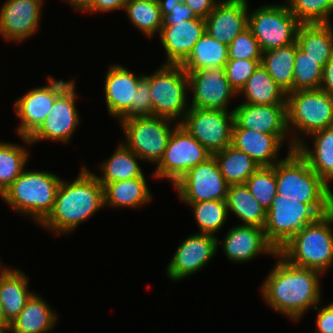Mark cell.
Wrapping results in <instances>:
<instances>
[{
  "label": "cell",
  "mask_w": 333,
  "mask_h": 333,
  "mask_svg": "<svg viewBox=\"0 0 333 333\" xmlns=\"http://www.w3.org/2000/svg\"><path fill=\"white\" fill-rule=\"evenodd\" d=\"M22 270L9 268L0 275V303L7 319L12 322L22 311L30 297L29 281Z\"/></svg>",
  "instance_id": "f1b7e54d"
},
{
  "label": "cell",
  "mask_w": 333,
  "mask_h": 333,
  "mask_svg": "<svg viewBox=\"0 0 333 333\" xmlns=\"http://www.w3.org/2000/svg\"><path fill=\"white\" fill-rule=\"evenodd\" d=\"M253 197L267 211L277 194V184L274 166L259 167L246 181Z\"/></svg>",
  "instance_id": "60d3db41"
},
{
  "label": "cell",
  "mask_w": 333,
  "mask_h": 333,
  "mask_svg": "<svg viewBox=\"0 0 333 333\" xmlns=\"http://www.w3.org/2000/svg\"><path fill=\"white\" fill-rule=\"evenodd\" d=\"M124 11L133 27L139 29L147 38L160 34L162 16L158 0H135L126 2Z\"/></svg>",
  "instance_id": "d590c367"
},
{
  "label": "cell",
  "mask_w": 333,
  "mask_h": 333,
  "mask_svg": "<svg viewBox=\"0 0 333 333\" xmlns=\"http://www.w3.org/2000/svg\"><path fill=\"white\" fill-rule=\"evenodd\" d=\"M332 225L333 211L304 226L278 253L295 267L326 274L333 265Z\"/></svg>",
  "instance_id": "5b68a950"
},
{
  "label": "cell",
  "mask_w": 333,
  "mask_h": 333,
  "mask_svg": "<svg viewBox=\"0 0 333 333\" xmlns=\"http://www.w3.org/2000/svg\"><path fill=\"white\" fill-rule=\"evenodd\" d=\"M314 310L317 311L315 319L317 330L312 333H333V302L323 307L317 305Z\"/></svg>",
  "instance_id": "bcb514c9"
},
{
  "label": "cell",
  "mask_w": 333,
  "mask_h": 333,
  "mask_svg": "<svg viewBox=\"0 0 333 333\" xmlns=\"http://www.w3.org/2000/svg\"><path fill=\"white\" fill-rule=\"evenodd\" d=\"M300 24L286 3L248 10V28L262 52L295 43Z\"/></svg>",
  "instance_id": "9c48e42d"
},
{
  "label": "cell",
  "mask_w": 333,
  "mask_h": 333,
  "mask_svg": "<svg viewBox=\"0 0 333 333\" xmlns=\"http://www.w3.org/2000/svg\"><path fill=\"white\" fill-rule=\"evenodd\" d=\"M186 0H158L160 8H174L176 4H185Z\"/></svg>",
  "instance_id": "816d5d0a"
},
{
  "label": "cell",
  "mask_w": 333,
  "mask_h": 333,
  "mask_svg": "<svg viewBox=\"0 0 333 333\" xmlns=\"http://www.w3.org/2000/svg\"><path fill=\"white\" fill-rule=\"evenodd\" d=\"M104 207L103 186L83 164L73 181L62 179L52 211L38 226L66 235Z\"/></svg>",
  "instance_id": "7a4b0ae2"
},
{
  "label": "cell",
  "mask_w": 333,
  "mask_h": 333,
  "mask_svg": "<svg viewBox=\"0 0 333 333\" xmlns=\"http://www.w3.org/2000/svg\"><path fill=\"white\" fill-rule=\"evenodd\" d=\"M162 16V25H168L170 22H184L197 17L192 8L186 4H176L174 8H160Z\"/></svg>",
  "instance_id": "f6af8a7d"
},
{
  "label": "cell",
  "mask_w": 333,
  "mask_h": 333,
  "mask_svg": "<svg viewBox=\"0 0 333 333\" xmlns=\"http://www.w3.org/2000/svg\"><path fill=\"white\" fill-rule=\"evenodd\" d=\"M260 62L261 59H229L226 62L224 66L225 76L237 94L245 86Z\"/></svg>",
  "instance_id": "b9f144b4"
},
{
  "label": "cell",
  "mask_w": 333,
  "mask_h": 333,
  "mask_svg": "<svg viewBox=\"0 0 333 333\" xmlns=\"http://www.w3.org/2000/svg\"><path fill=\"white\" fill-rule=\"evenodd\" d=\"M228 185L245 184L260 167L245 152L229 145L213 154Z\"/></svg>",
  "instance_id": "e575fe53"
},
{
  "label": "cell",
  "mask_w": 333,
  "mask_h": 333,
  "mask_svg": "<svg viewBox=\"0 0 333 333\" xmlns=\"http://www.w3.org/2000/svg\"><path fill=\"white\" fill-rule=\"evenodd\" d=\"M0 325H11V322L7 319L5 311L0 303Z\"/></svg>",
  "instance_id": "f5cc1de1"
},
{
  "label": "cell",
  "mask_w": 333,
  "mask_h": 333,
  "mask_svg": "<svg viewBox=\"0 0 333 333\" xmlns=\"http://www.w3.org/2000/svg\"><path fill=\"white\" fill-rule=\"evenodd\" d=\"M296 42L262 52L260 64L286 93L292 92Z\"/></svg>",
  "instance_id": "836d02e7"
},
{
  "label": "cell",
  "mask_w": 333,
  "mask_h": 333,
  "mask_svg": "<svg viewBox=\"0 0 333 333\" xmlns=\"http://www.w3.org/2000/svg\"><path fill=\"white\" fill-rule=\"evenodd\" d=\"M333 24H300L297 30L298 47L324 67L333 56Z\"/></svg>",
  "instance_id": "83f0119b"
},
{
  "label": "cell",
  "mask_w": 333,
  "mask_h": 333,
  "mask_svg": "<svg viewBox=\"0 0 333 333\" xmlns=\"http://www.w3.org/2000/svg\"><path fill=\"white\" fill-rule=\"evenodd\" d=\"M283 141L276 135L242 129L235 122L232 130V143L236 149L245 152L260 167L274 166L279 159Z\"/></svg>",
  "instance_id": "cb8c5ba5"
},
{
  "label": "cell",
  "mask_w": 333,
  "mask_h": 333,
  "mask_svg": "<svg viewBox=\"0 0 333 333\" xmlns=\"http://www.w3.org/2000/svg\"><path fill=\"white\" fill-rule=\"evenodd\" d=\"M189 90H192L190 107L230 111L232 97L238 94L230 86L224 67L188 72Z\"/></svg>",
  "instance_id": "e0dca14e"
},
{
  "label": "cell",
  "mask_w": 333,
  "mask_h": 333,
  "mask_svg": "<svg viewBox=\"0 0 333 333\" xmlns=\"http://www.w3.org/2000/svg\"><path fill=\"white\" fill-rule=\"evenodd\" d=\"M319 89L333 94V56L323 67V76Z\"/></svg>",
  "instance_id": "681fc988"
},
{
  "label": "cell",
  "mask_w": 333,
  "mask_h": 333,
  "mask_svg": "<svg viewBox=\"0 0 333 333\" xmlns=\"http://www.w3.org/2000/svg\"><path fill=\"white\" fill-rule=\"evenodd\" d=\"M44 0H6L0 8V34L21 43L37 33Z\"/></svg>",
  "instance_id": "d6986e66"
},
{
  "label": "cell",
  "mask_w": 333,
  "mask_h": 333,
  "mask_svg": "<svg viewBox=\"0 0 333 333\" xmlns=\"http://www.w3.org/2000/svg\"><path fill=\"white\" fill-rule=\"evenodd\" d=\"M309 136L312 137L313 147L310 148L304 140L296 147V151L308 162L310 168L331 186L333 181V126Z\"/></svg>",
  "instance_id": "d4e9b609"
},
{
  "label": "cell",
  "mask_w": 333,
  "mask_h": 333,
  "mask_svg": "<svg viewBox=\"0 0 333 333\" xmlns=\"http://www.w3.org/2000/svg\"><path fill=\"white\" fill-rule=\"evenodd\" d=\"M152 116V99L150 92V75H144L139 81L135 91V101L130 108L118 119L119 124L123 120L132 117Z\"/></svg>",
  "instance_id": "ee69618b"
},
{
  "label": "cell",
  "mask_w": 333,
  "mask_h": 333,
  "mask_svg": "<svg viewBox=\"0 0 333 333\" xmlns=\"http://www.w3.org/2000/svg\"><path fill=\"white\" fill-rule=\"evenodd\" d=\"M67 2L69 5L71 4L72 7L78 11H83L92 0H63Z\"/></svg>",
  "instance_id": "f907efd6"
},
{
  "label": "cell",
  "mask_w": 333,
  "mask_h": 333,
  "mask_svg": "<svg viewBox=\"0 0 333 333\" xmlns=\"http://www.w3.org/2000/svg\"><path fill=\"white\" fill-rule=\"evenodd\" d=\"M144 75L136 76L128 68L112 64L105 75V102L111 117L119 119L135 101V91Z\"/></svg>",
  "instance_id": "603a6c76"
},
{
  "label": "cell",
  "mask_w": 333,
  "mask_h": 333,
  "mask_svg": "<svg viewBox=\"0 0 333 333\" xmlns=\"http://www.w3.org/2000/svg\"><path fill=\"white\" fill-rule=\"evenodd\" d=\"M61 181L52 172L24 169L0 197L15 212L39 225L52 211Z\"/></svg>",
  "instance_id": "277c9868"
},
{
  "label": "cell",
  "mask_w": 333,
  "mask_h": 333,
  "mask_svg": "<svg viewBox=\"0 0 333 333\" xmlns=\"http://www.w3.org/2000/svg\"><path fill=\"white\" fill-rule=\"evenodd\" d=\"M126 2L127 0H92L82 12L95 14L96 12L109 13L116 10H124Z\"/></svg>",
  "instance_id": "7dc6e473"
},
{
  "label": "cell",
  "mask_w": 333,
  "mask_h": 333,
  "mask_svg": "<svg viewBox=\"0 0 333 333\" xmlns=\"http://www.w3.org/2000/svg\"><path fill=\"white\" fill-rule=\"evenodd\" d=\"M222 240L224 255L235 263L248 262L262 253L272 256L278 253L267 241L264 229L256 226L236 225Z\"/></svg>",
  "instance_id": "7402d4cb"
},
{
  "label": "cell",
  "mask_w": 333,
  "mask_h": 333,
  "mask_svg": "<svg viewBox=\"0 0 333 333\" xmlns=\"http://www.w3.org/2000/svg\"><path fill=\"white\" fill-rule=\"evenodd\" d=\"M226 203L228 213L234 214L243 222L239 225L264 228L267 211L253 197L246 184L229 185Z\"/></svg>",
  "instance_id": "4dcf8cb0"
},
{
  "label": "cell",
  "mask_w": 333,
  "mask_h": 333,
  "mask_svg": "<svg viewBox=\"0 0 333 333\" xmlns=\"http://www.w3.org/2000/svg\"><path fill=\"white\" fill-rule=\"evenodd\" d=\"M58 314L37 294L27 301L20 314L11 322V333H48L56 325Z\"/></svg>",
  "instance_id": "484cf974"
},
{
  "label": "cell",
  "mask_w": 333,
  "mask_h": 333,
  "mask_svg": "<svg viewBox=\"0 0 333 333\" xmlns=\"http://www.w3.org/2000/svg\"><path fill=\"white\" fill-rule=\"evenodd\" d=\"M100 184L104 189V206L137 209L153 199L144 175L139 178Z\"/></svg>",
  "instance_id": "4316f807"
},
{
  "label": "cell",
  "mask_w": 333,
  "mask_h": 333,
  "mask_svg": "<svg viewBox=\"0 0 333 333\" xmlns=\"http://www.w3.org/2000/svg\"><path fill=\"white\" fill-rule=\"evenodd\" d=\"M178 125L176 121L157 116L132 117L120 123L126 138L123 143L142 161L154 165L159 163L169 138Z\"/></svg>",
  "instance_id": "ba28073f"
},
{
  "label": "cell",
  "mask_w": 333,
  "mask_h": 333,
  "mask_svg": "<svg viewBox=\"0 0 333 333\" xmlns=\"http://www.w3.org/2000/svg\"><path fill=\"white\" fill-rule=\"evenodd\" d=\"M138 160L142 161L136 153L121 141L112 156L99 165L102 175L94 174L100 183L139 178L144 175V172Z\"/></svg>",
  "instance_id": "f546056e"
},
{
  "label": "cell",
  "mask_w": 333,
  "mask_h": 333,
  "mask_svg": "<svg viewBox=\"0 0 333 333\" xmlns=\"http://www.w3.org/2000/svg\"><path fill=\"white\" fill-rule=\"evenodd\" d=\"M332 211H333V193H332Z\"/></svg>",
  "instance_id": "9f6ffc18"
},
{
  "label": "cell",
  "mask_w": 333,
  "mask_h": 333,
  "mask_svg": "<svg viewBox=\"0 0 333 333\" xmlns=\"http://www.w3.org/2000/svg\"><path fill=\"white\" fill-rule=\"evenodd\" d=\"M228 60V45L213 39L205 32L194 44L192 52L181 66L188 73L190 71L224 67Z\"/></svg>",
  "instance_id": "d6a6232c"
},
{
  "label": "cell",
  "mask_w": 333,
  "mask_h": 333,
  "mask_svg": "<svg viewBox=\"0 0 333 333\" xmlns=\"http://www.w3.org/2000/svg\"><path fill=\"white\" fill-rule=\"evenodd\" d=\"M182 203L226 200L228 184L212 156L206 162L191 168L174 185Z\"/></svg>",
  "instance_id": "9a60e30c"
},
{
  "label": "cell",
  "mask_w": 333,
  "mask_h": 333,
  "mask_svg": "<svg viewBox=\"0 0 333 333\" xmlns=\"http://www.w3.org/2000/svg\"><path fill=\"white\" fill-rule=\"evenodd\" d=\"M323 76V67L298 47L294 62L292 92L319 89Z\"/></svg>",
  "instance_id": "f35d334b"
},
{
  "label": "cell",
  "mask_w": 333,
  "mask_h": 333,
  "mask_svg": "<svg viewBox=\"0 0 333 333\" xmlns=\"http://www.w3.org/2000/svg\"><path fill=\"white\" fill-rule=\"evenodd\" d=\"M213 154L180 124L172 132L153 177L178 182L191 168L206 162Z\"/></svg>",
  "instance_id": "8fae6325"
},
{
  "label": "cell",
  "mask_w": 333,
  "mask_h": 333,
  "mask_svg": "<svg viewBox=\"0 0 333 333\" xmlns=\"http://www.w3.org/2000/svg\"><path fill=\"white\" fill-rule=\"evenodd\" d=\"M286 103L290 137L292 127L293 130L297 129V134L291 131L293 134L290 138L295 147L312 133L333 126V94L321 89L294 91L287 94Z\"/></svg>",
  "instance_id": "8992f818"
},
{
  "label": "cell",
  "mask_w": 333,
  "mask_h": 333,
  "mask_svg": "<svg viewBox=\"0 0 333 333\" xmlns=\"http://www.w3.org/2000/svg\"><path fill=\"white\" fill-rule=\"evenodd\" d=\"M277 194L282 198L299 199L310 204L321 216L332 211V190L296 151L275 164Z\"/></svg>",
  "instance_id": "3957f363"
},
{
  "label": "cell",
  "mask_w": 333,
  "mask_h": 333,
  "mask_svg": "<svg viewBox=\"0 0 333 333\" xmlns=\"http://www.w3.org/2000/svg\"><path fill=\"white\" fill-rule=\"evenodd\" d=\"M179 124L212 154L232 143L233 110L190 107Z\"/></svg>",
  "instance_id": "7c38bea8"
},
{
  "label": "cell",
  "mask_w": 333,
  "mask_h": 333,
  "mask_svg": "<svg viewBox=\"0 0 333 333\" xmlns=\"http://www.w3.org/2000/svg\"><path fill=\"white\" fill-rule=\"evenodd\" d=\"M286 4L301 24L332 23L333 0H286Z\"/></svg>",
  "instance_id": "ab89813d"
},
{
  "label": "cell",
  "mask_w": 333,
  "mask_h": 333,
  "mask_svg": "<svg viewBox=\"0 0 333 333\" xmlns=\"http://www.w3.org/2000/svg\"><path fill=\"white\" fill-rule=\"evenodd\" d=\"M2 261V260H0ZM2 266V262H0V275H2L9 267H7L6 265H4L5 267H1Z\"/></svg>",
  "instance_id": "11a10c76"
},
{
  "label": "cell",
  "mask_w": 333,
  "mask_h": 333,
  "mask_svg": "<svg viewBox=\"0 0 333 333\" xmlns=\"http://www.w3.org/2000/svg\"><path fill=\"white\" fill-rule=\"evenodd\" d=\"M47 78L49 84L35 87L14 101V112L20 120L16 129L19 137L29 138L40 127L56 98L74 81L56 80L51 75Z\"/></svg>",
  "instance_id": "4fadbf2b"
},
{
  "label": "cell",
  "mask_w": 333,
  "mask_h": 333,
  "mask_svg": "<svg viewBox=\"0 0 333 333\" xmlns=\"http://www.w3.org/2000/svg\"><path fill=\"white\" fill-rule=\"evenodd\" d=\"M277 262L260 286L265 303L287 319L297 322L309 309L321 301V276L319 271L295 267L279 253Z\"/></svg>",
  "instance_id": "6da1fadb"
},
{
  "label": "cell",
  "mask_w": 333,
  "mask_h": 333,
  "mask_svg": "<svg viewBox=\"0 0 333 333\" xmlns=\"http://www.w3.org/2000/svg\"><path fill=\"white\" fill-rule=\"evenodd\" d=\"M73 81L55 100L53 107L40 127L29 137H20L30 146L43 140L68 144L79 127L80 116L76 106L77 93Z\"/></svg>",
  "instance_id": "5bb4252c"
},
{
  "label": "cell",
  "mask_w": 333,
  "mask_h": 333,
  "mask_svg": "<svg viewBox=\"0 0 333 333\" xmlns=\"http://www.w3.org/2000/svg\"><path fill=\"white\" fill-rule=\"evenodd\" d=\"M188 73L181 65L162 64L150 74L152 116L180 123L188 110Z\"/></svg>",
  "instance_id": "52a82bcc"
},
{
  "label": "cell",
  "mask_w": 333,
  "mask_h": 333,
  "mask_svg": "<svg viewBox=\"0 0 333 333\" xmlns=\"http://www.w3.org/2000/svg\"><path fill=\"white\" fill-rule=\"evenodd\" d=\"M205 32V19L202 18L162 25L158 37L166 53V61L163 64L181 65Z\"/></svg>",
  "instance_id": "44dd1931"
},
{
  "label": "cell",
  "mask_w": 333,
  "mask_h": 333,
  "mask_svg": "<svg viewBox=\"0 0 333 333\" xmlns=\"http://www.w3.org/2000/svg\"><path fill=\"white\" fill-rule=\"evenodd\" d=\"M23 145L0 141V195L26 168L30 157Z\"/></svg>",
  "instance_id": "8d00e7d4"
},
{
  "label": "cell",
  "mask_w": 333,
  "mask_h": 333,
  "mask_svg": "<svg viewBox=\"0 0 333 333\" xmlns=\"http://www.w3.org/2000/svg\"><path fill=\"white\" fill-rule=\"evenodd\" d=\"M10 326L11 325H0V333H11Z\"/></svg>",
  "instance_id": "db71d44e"
},
{
  "label": "cell",
  "mask_w": 333,
  "mask_h": 333,
  "mask_svg": "<svg viewBox=\"0 0 333 333\" xmlns=\"http://www.w3.org/2000/svg\"><path fill=\"white\" fill-rule=\"evenodd\" d=\"M248 0H219L205 18L206 32L217 41L229 45L248 28Z\"/></svg>",
  "instance_id": "ffe728a7"
},
{
  "label": "cell",
  "mask_w": 333,
  "mask_h": 333,
  "mask_svg": "<svg viewBox=\"0 0 333 333\" xmlns=\"http://www.w3.org/2000/svg\"><path fill=\"white\" fill-rule=\"evenodd\" d=\"M233 110L234 122L242 129L278 136L283 142L288 140V148L296 150L287 129V104L262 105L240 103Z\"/></svg>",
  "instance_id": "ac0fdd59"
},
{
  "label": "cell",
  "mask_w": 333,
  "mask_h": 333,
  "mask_svg": "<svg viewBox=\"0 0 333 333\" xmlns=\"http://www.w3.org/2000/svg\"><path fill=\"white\" fill-rule=\"evenodd\" d=\"M186 205L193 209L194 219L200 229L198 233L216 236L229 216L226 200L202 201Z\"/></svg>",
  "instance_id": "74e56055"
},
{
  "label": "cell",
  "mask_w": 333,
  "mask_h": 333,
  "mask_svg": "<svg viewBox=\"0 0 333 333\" xmlns=\"http://www.w3.org/2000/svg\"><path fill=\"white\" fill-rule=\"evenodd\" d=\"M229 59H261L262 51L249 28L242 31L228 45Z\"/></svg>",
  "instance_id": "7bdbcfd3"
},
{
  "label": "cell",
  "mask_w": 333,
  "mask_h": 333,
  "mask_svg": "<svg viewBox=\"0 0 333 333\" xmlns=\"http://www.w3.org/2000/svg\"><path fill=\"white\" fill-rule=\"evenodd\" d=\"M220 244V239L211 234L196 233L188 236L176 248L167 265L166 276L177 282L196 274L217 254Z\"/></svg>",
  "instance_id": "2e32d148"
},
{
  "label": "cell",
  "mask_w": 333,
  "mask_h": 333,
  "mask_svg": "<svg viewBox=\"0 0 333 333\" xmlns=\"http://www.w3.org/2000/svg\"><path fill=\"white\" fill-rule=\"evenodd\" d=\"M218 2L219 0H186L185 4L192 8L197 17L205 19Z\"/></svg>",
  "instance_id": "c3c4849f"
},
{
  "label": "cell",
  "mask_w": 333,
  "mask_h": 333,
  "mask_svg": "<svg viewBox=\"0 0 333 333\" xmlns=\"http://www.w3.org/2000/svg\"><path fill=\"white\" fill-rule=\"evenodd\" d=\"M320 216L310 204L276 194L267 210L263 228L266 239L278 252L297 232Z\"/></svg>",
  "instance_id": "30bf717a"
},
{
  "label": "cell",
  "mask_w": 333,
  "mask_h": 333,
  "mask_svg": "<svg viewBox=\"0 0 333 333\" xmlns=\"http://www.w3.org/2000/svg\"><path fill=\"white\" fill-rule=\"evenodd\" d=\"M244 96L242 103L276 105L287 104V94L275 83L260 64L249 77L238 96Z\"/></svg>",
  "instance_id": "1f68e13d"
}]
</instances>
